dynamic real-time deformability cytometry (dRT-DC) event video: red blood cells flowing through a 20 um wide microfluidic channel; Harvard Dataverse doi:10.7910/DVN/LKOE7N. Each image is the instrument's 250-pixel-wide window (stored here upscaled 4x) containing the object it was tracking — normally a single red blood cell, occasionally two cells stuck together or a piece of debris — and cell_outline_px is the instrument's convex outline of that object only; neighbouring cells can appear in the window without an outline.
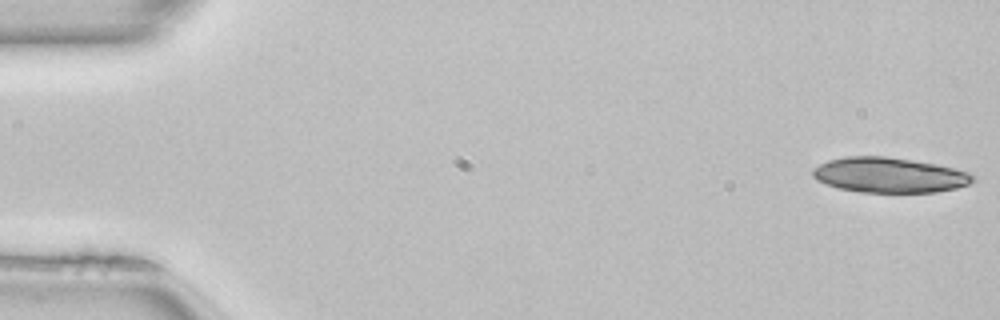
{"species": "common noctule bat (a hibernating species)", "species_latin": "Nyctalus noctula", "temperature_condition": "room temperature", "stored_images_in_passage": 50, "camera_frame_rate_fps": 3000, "um_per_image_px": 0.085, "animal": {"sex": "female", "body_mass_g": 22.7, "forearm_length_mm": 54.2}, "frame": {"image": 1, "passage_image": 1, "time_ms": 0.0, "image_size_px": [1000, 320], "cell_outline_px": [[976, 180], [968, 184], [956, 188], [936, 192], [860, 192], [836, 188], [816, 180], [812, 176], [812, 168], [828, 160], [844, 156], [884, 156], [936, 164], [968, 172], [976, 176]], "centroid_in_image_um": [75.56, 14.88], "position_along_channel_um": 9.4, "area_um2": 32.89}}